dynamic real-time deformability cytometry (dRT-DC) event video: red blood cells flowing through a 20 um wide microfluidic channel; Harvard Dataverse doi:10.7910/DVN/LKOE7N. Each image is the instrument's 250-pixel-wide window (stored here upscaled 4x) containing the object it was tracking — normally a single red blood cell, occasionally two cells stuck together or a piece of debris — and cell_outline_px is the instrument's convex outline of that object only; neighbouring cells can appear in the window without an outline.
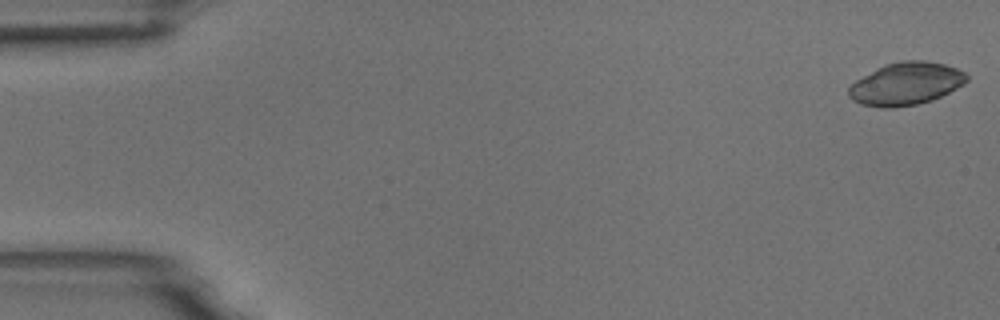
{"species": "common noctule bat (a hibernating species)", "species_latin": "Nyctalus noctula", "temperature_condition": "room temperature", "stored_images_in_passage": 3, "camera_frame_rate_fps": 3000, "um_per_image_px": 0.085, "animal": {"sex": "male", "body_mass_g": 18.8}, "frame": {"image": 1, "passage_image": 1, "time_ms": 0.0, "image_size_px": [1000, 320], "cell_outline_px": [[968, 80], [964, 84], [932, 100], [916, 104], [892, 108], [880, 108], [860, 104], [852, 100], [848, 96], [848, 88], [856, 80], [884, 64], [900, 60], [924, 60], [944, 64], [956, 68], [964, 72], [968, 76]], "centroid_in_image_um": [76.98, 7.12], "position_along_channel_um": 8.0, "area_um2": 29.36}}